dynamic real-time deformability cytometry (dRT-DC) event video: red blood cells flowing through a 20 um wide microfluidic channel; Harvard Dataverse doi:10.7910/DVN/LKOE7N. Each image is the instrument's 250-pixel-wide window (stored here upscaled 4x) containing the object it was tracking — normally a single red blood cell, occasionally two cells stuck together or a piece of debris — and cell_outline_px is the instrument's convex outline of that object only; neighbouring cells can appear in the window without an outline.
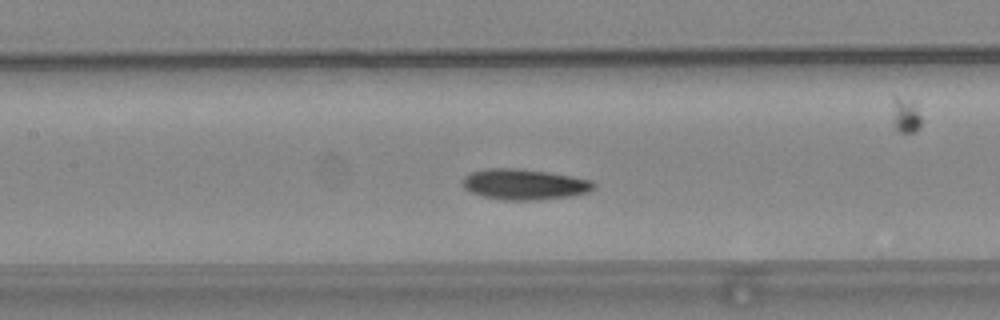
{"species": "common noctule bat (a hibernating species)", "species_latin": "Nyctalus noctula", "temperature_condition": "warm", "stored_images_in_passage": 56, "camera_frame_rate_fps": 3000, "um_per_image_px": 0.085, "animal": {"sex": "female", "body_mass_g": 24.6, "forearm_length_mm": 56.2}, "frame": {"image": 1, "passage_image": 25, "time_ms": 8.0, "image_size_px": [1000, 320], "cell_outline_px": [[596, 188], [588, 192], [572, 196], [536, 200], [504, 200], [484, 196], [472, 192], [464, 188], [464, 176], [472, 172], [488, 168], [516, 168], [548, 172], [572, 176], [592, 180], [596, 184]], "centroid_in_image_um": [44.63, 15.67], "position_along_channel_um": 162.8, "area_um2": 23.41}}
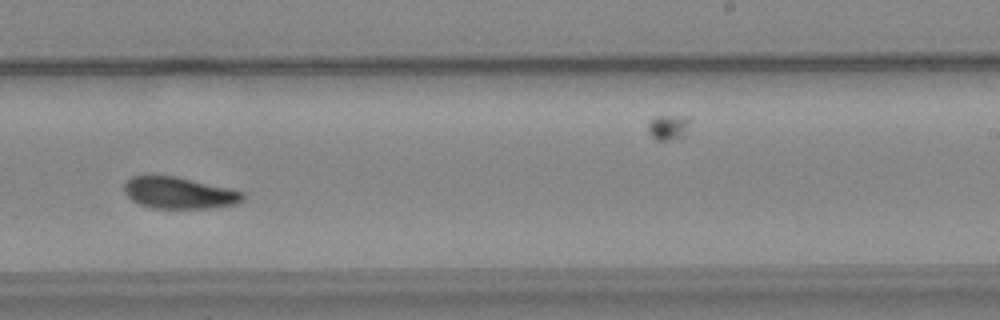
{"frame": {"image": 2, "passage_image": 34, "time_ms": 11.0, "image_size_px": [1000, 320], "cell_outline_px": [[244, 200], [236, 204], [212, 208], [152, 208], [140, 204], [132, 200], [124, 192], [124, 184], [132, 176], [176, 176], [232, 188], [244, 192]], "centroid_in_image_um": [15.27, 16.4], "position_along_channel_um": 273.7, "area_um2": 21.96}}
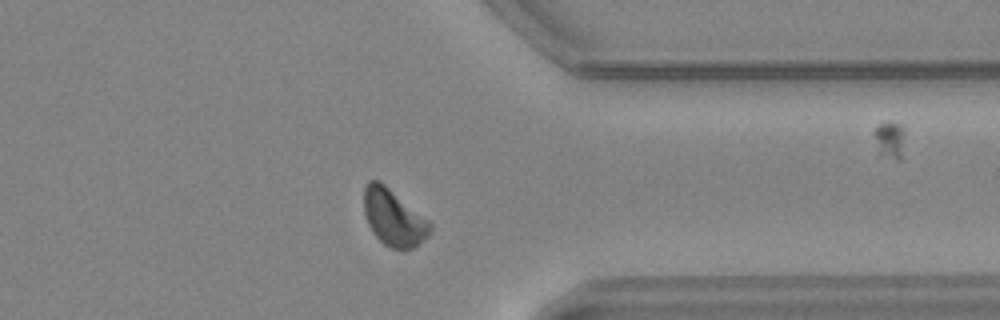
{"frame": {"image": 3, "passage_image": 43, "time_ms": 14.0, "image_size_px": [1000, 320], "cell_outline_px": [[432, 228], [428, 236], [424, 240], [412, 248], [392, 248], [384, 244], [372, 232], [368, 224], [364, 212], [364, 188], [368, 180], [380, 180], [428, 220], [432, 224]], "centroid_in_image_um": [33.44, 18.48], "position_along_channel_um": 378.0, "area_um2": 21.62}, "authors_computed_cell_mechanics": {"area_um2": 22.0218, "velocity_mm_per_s": 3.7264, "shape_relaxation_time_tau1_ms": 7.3317, "shape_relaxation_time_tau2_ms": 10.9345, "deformation_change_tau1": 0.1722, "deformation_change_tau2": 0.1704}}